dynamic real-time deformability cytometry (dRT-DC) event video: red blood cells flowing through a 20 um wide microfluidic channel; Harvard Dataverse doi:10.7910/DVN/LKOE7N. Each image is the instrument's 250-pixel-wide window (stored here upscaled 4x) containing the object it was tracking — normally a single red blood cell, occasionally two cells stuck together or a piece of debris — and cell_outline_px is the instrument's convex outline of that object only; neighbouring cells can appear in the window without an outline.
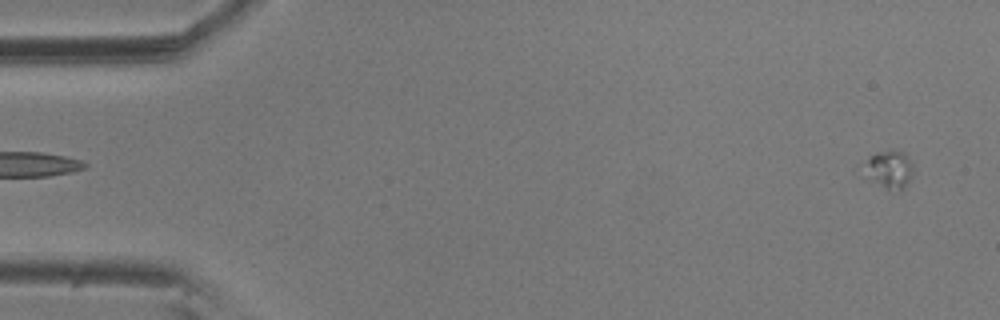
{"species": "common noctule bat (a hibernating species)", "species_latin": "Nyctalus noctula", "temperature_condition": "room temperature", "stored_images_in_passage": 5, "segment_of_instrument_passage": [2, 2], "camera_frame_rate_fps": 3000, "um_per_image_px": 0.085, "animal": {"sex": "male", "body_mass_g": 20.5, "forearm_length_mm": 52.5}, "frame": {"image": 1, "passage_image": 5, "time_ms": 1.333, "image_size_px": [1000, 320], "cell_outline_px": [[912, 172], [904, 188], [888, 192], [872, 180], [868, 164], [868, 160], [876, 152], [892, 148], [904, 152], [912, 164]], "centroid_in_image_um": [75.68, 14.38], "position_along_channel_um": 9.3, "area_um2": 10.35}}